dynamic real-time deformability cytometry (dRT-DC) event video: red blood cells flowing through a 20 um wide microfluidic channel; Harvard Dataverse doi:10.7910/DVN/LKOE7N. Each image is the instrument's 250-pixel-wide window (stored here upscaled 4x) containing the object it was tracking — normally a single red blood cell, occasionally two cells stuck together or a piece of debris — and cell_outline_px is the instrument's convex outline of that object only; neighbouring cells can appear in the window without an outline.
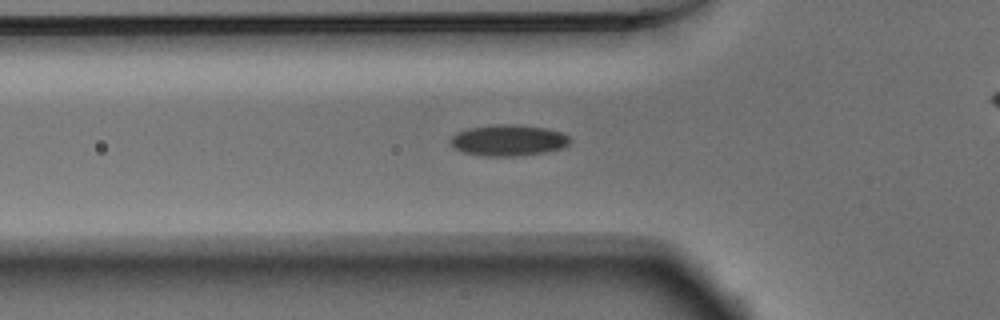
{"species": "Egyptian fruit bat (a non-hibernating species)", "species_latin": "Rousettus aegyptiacus", "temperature_condition": "warm", "stored_images_in_passage": 37, "camera_frame_rate_fps": 3000, "um_per_image_px": 0.085, "animal": {"sex": "male"}, "frame": {"image": 1, "passage_image": 9, "time_ms": 2.667, "image_size_px": [1000, 320], "cell_outline_px": [[572, 140], [564, 148], [544, 152], [520, 156], [484, 156], [464, 152], [448, 144], [448, 140], [456, 132], [468, 128], [500, 124], [516, 124], [544, 128], [560, 132], [568, 136]], "centroid_in_image_um": [43.19, 11.93], "position_along_channel_um": 82.6, "area_um2": 21.79}}
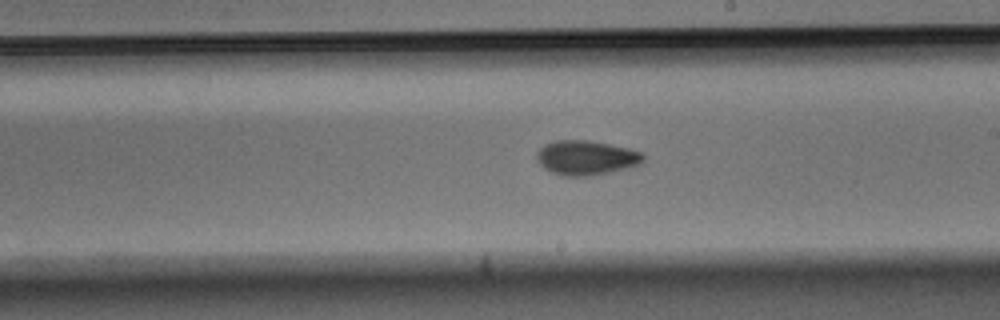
{"frame": {"image": 2, "passage_image": 21, "time_ms": 6.667, "image_size_px": [1000, 320], "cell_outline_px": [[644, 160], [640, 164], [608, 172], [588, 176], [564, 176], [552, 172], [544, 168], [536, 160], [536, 152], [544, 144], [556, 140], [588, 140], [628, 148], [640, 152], [644, 156]], "centroid_in_image_um": [49.77, 13.4], "position_along_channel_um": 239.2, "area_um2": 21.27}}
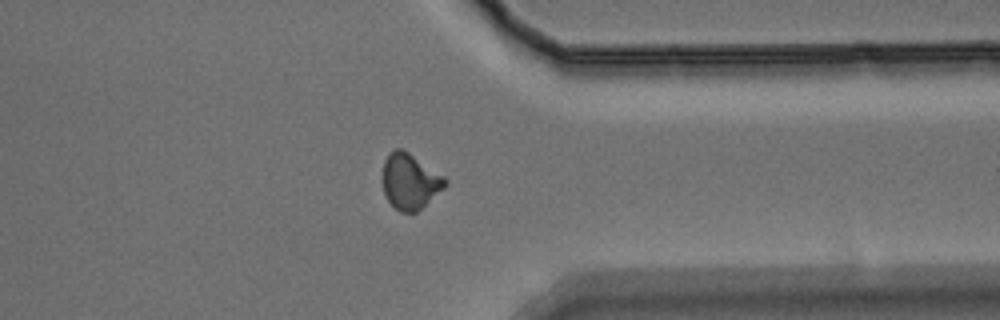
{"frame": {"image": 3, "passage_image": 32, "time_ms": 10.333, "image_size_px": [1000, 320], "cell_outline_px": [[448, 184], [444, 188], [416, 212], [400, 212], [388, 200], [384, 192], [384, 160], [396, 148], [400, 148], [408, 152], [444, 176], [448, 180]], "centroid_in_image_um": [34.88, 15.42], "position_along_channel_um": 376.5, "area_um2": 19.77}, "authors_computed_cell_mechanics": {"area_um2": 20.4034, "velocity_mm_per_s": 3.8946, "shape_relaxation_time_tau1_ms": 5.2142, "shape_relaxation_time_tau2_ms": 2.9779, "deformation_change_tau1": 0.1238, "deformation_change_tau2": 0.0752}}